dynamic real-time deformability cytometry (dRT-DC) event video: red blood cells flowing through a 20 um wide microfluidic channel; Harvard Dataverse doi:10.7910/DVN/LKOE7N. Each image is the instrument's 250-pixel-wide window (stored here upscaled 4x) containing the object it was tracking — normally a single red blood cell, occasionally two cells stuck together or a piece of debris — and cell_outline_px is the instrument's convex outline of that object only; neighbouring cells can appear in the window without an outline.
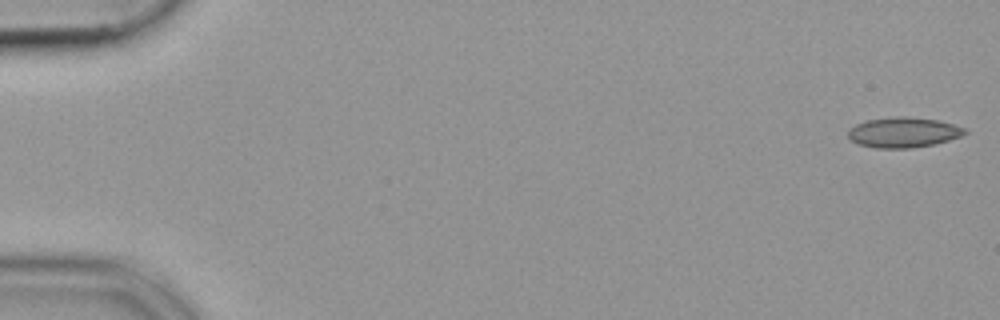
{"species": "common noctule bat (a hibernating species)", "species_latin": "Nyctalus noctula", "temperature_condition": "cold", "stored_images_in_passage": 54, "camera_frame_rate_fps": 3000, "um_per_image_px": 0.085, "animal": {"sex": "female", "body_mass_g": 19.9}, "frame": {"image": 1, "passage_image": 1, "time_ms": 0.0, "image_size_px": [1000, 320], "cell_outline_px": [[968, 132], [960, 136], [948, 140], [932, 144], [912, 148], [876, 148], [856, 144], [848, 136], [848, 128], [856, 124], [868, 120], [896, 116], [908, 116], [936, 120], [952, 124], [964, 128]], "centroid_in_image_um": [76.74, 11.25], "position_along_channel_um": 8.3, "area_um2": 20.46}}
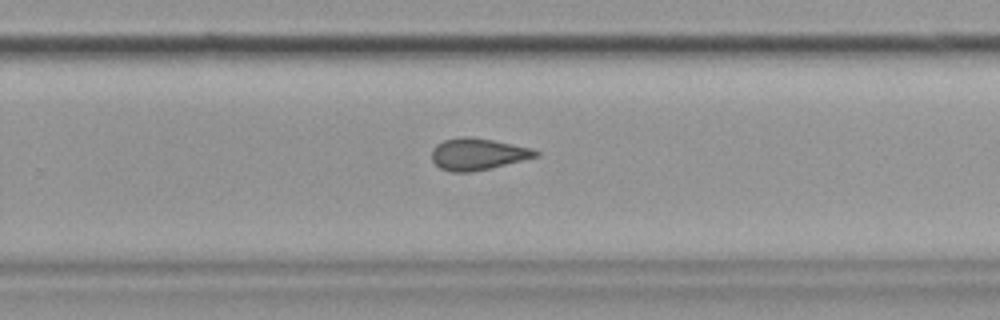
{"frame": {"image": 2, "passage_image": 35, "time_ms": 11.333, "image_size_px": [1000, 320], "cell_outline_px": [[540, 156], [472, 172], [452, 172], [440, 168], [432, 160], [432, 148], [436, 144], [444, 140], [460, 136], [472, 136], [532, 148], [540, 152]], "centroid_in_image_um": [40.6, 13.09], "position_along_channel_um": 289.2, "area_um2": 19.25}}
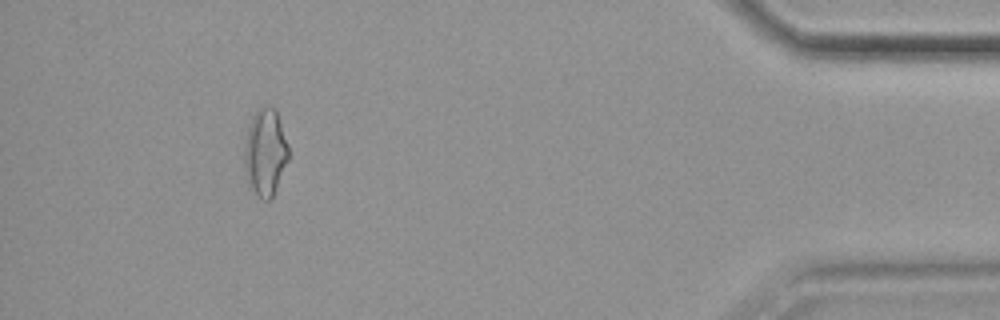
{"frame": {"image": 3, "passage_image": 49, "time_ms": 16.0, "image_size_px": [1000, 320], "cell_outline_px": [[288, 160], [272, 200], [260, 200], [248, 184], [244, 168], [244, 144], [248, 124], [252, 116], [260, 108], [272, 108], [276, 112], [288, 144]], "centroid_in_image_um": [22.53, 13.02], "position_along_channel_um": 412.7, "area_um2": 22.43}}